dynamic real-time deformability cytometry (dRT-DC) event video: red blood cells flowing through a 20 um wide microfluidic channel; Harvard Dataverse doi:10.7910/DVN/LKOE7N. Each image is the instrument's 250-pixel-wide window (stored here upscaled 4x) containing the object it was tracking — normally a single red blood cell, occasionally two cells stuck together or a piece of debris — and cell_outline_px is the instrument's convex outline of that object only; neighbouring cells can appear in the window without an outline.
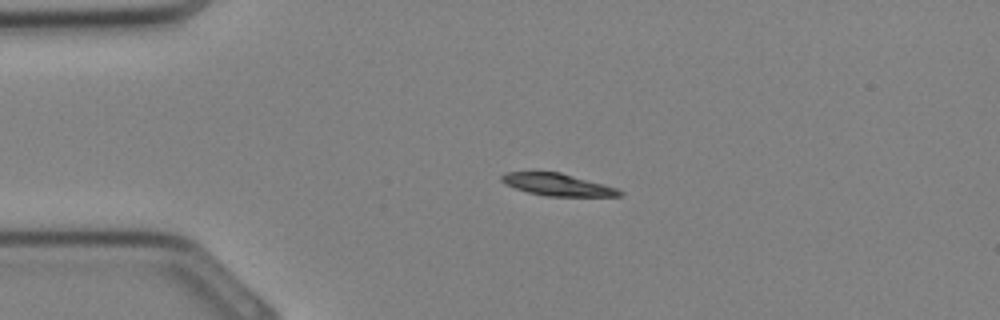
{"species": "Egyptian fruit bat (a non-hibernating species)", "species_latin": "Rousettus aegyptiacus", "temperature_condition": "cold", "stored_images_in_passage": 27, "camera_frame_rate_fps": 3000, "um_per_image_px": 0.085, "animal": {"sex": "female"}, "frame": {"image": 1, "passage_image": 1, "time_ms": 0.0, "image_size_px": [1000, 320], "cell_outline_px": [[624, 192], [620, 196], [548, 196], [528, 192], [504, 184], [500, 180], [500, 176], [508, 172], [536, 168], [560, 172], [616, 188]], "centroid_in_image_um": [47.27, 15.64], "position_along_channel_um": 37.7, "area_um2": 15.72}}
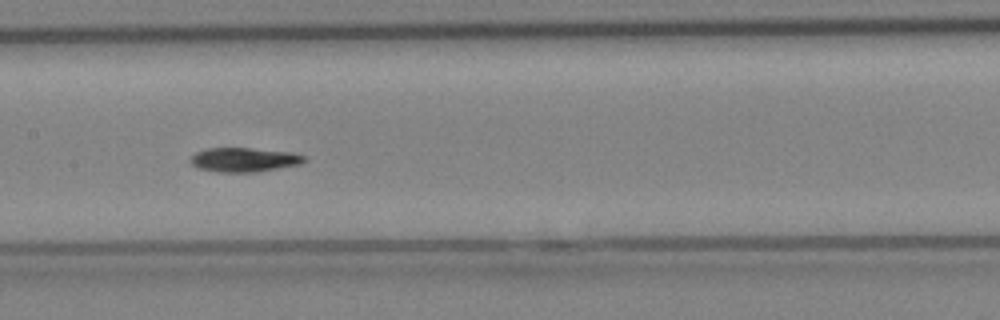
{"frame": {"image": 2, "passage_image": 10, "time_ms": 3.0, "image_size_px": [1000, 320], "cell_outline_px": [[304, 160], [300, 164], [256, 172], [220, 172], [200, 168], [192, 164], [188, 160], [196, 152], [204, 148], [248, 148], [292, 152], [304, 156]], "centroid_in_image_um": [20.71, 13.57], "position_along_channel_um": 186.7, "area_um2": 15.9}}
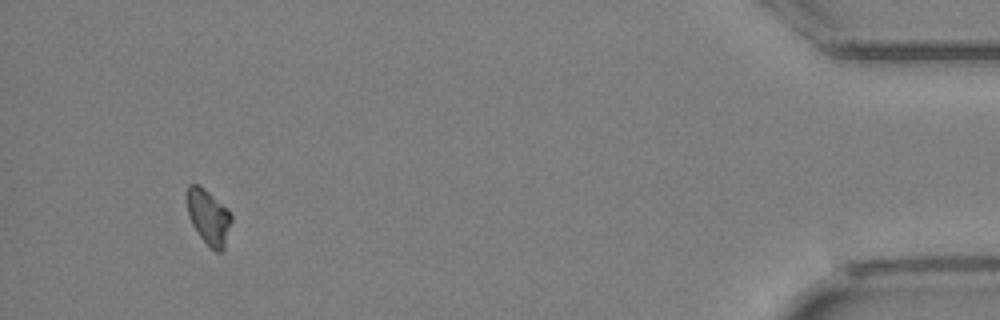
{"frame": {"image": 3, "passage_image": 25, "time_ms": 8.0, "image_size_px": [1000, 320], "cell_outline_px": [[232, 220], [224, 248], [220, 252], [216, 252], [200, 236], [192, 224], [188, 216], [188, 184], [196, 184], [204, 188], [228, 208], [232, 216]], "centroid_in_image_um": [17.75, 18.44], "position_along_channel_um": 417.4, "area_um2": 14.05}}